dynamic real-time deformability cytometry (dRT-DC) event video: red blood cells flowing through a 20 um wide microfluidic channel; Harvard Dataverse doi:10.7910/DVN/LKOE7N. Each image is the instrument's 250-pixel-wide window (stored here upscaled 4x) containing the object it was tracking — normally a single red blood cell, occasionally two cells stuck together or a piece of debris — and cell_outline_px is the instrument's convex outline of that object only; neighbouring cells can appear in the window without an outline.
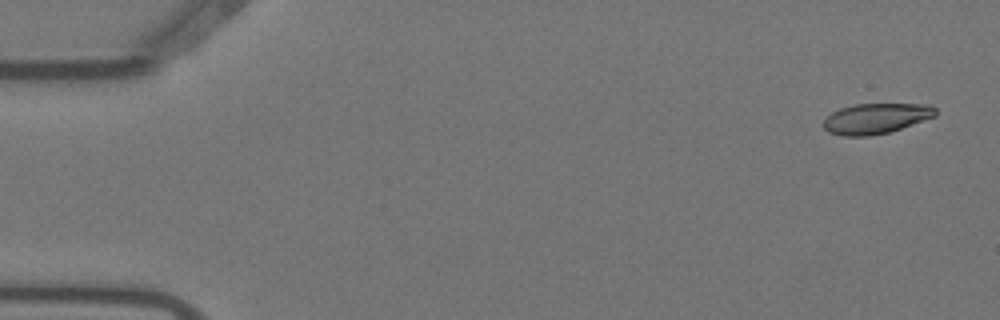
{"species": "Egyptian fruit bat (a non-hibernating species)", "species_latin": "Rousettus aegyptiacus", "temperature_condition": "warm", "stored_images_in_passage": 4, "camera_frame_rate_fps": 3000, "um_per_image_px": 0.085, "animal": {"sex": "female"}, "frame": {"image": 1, "passage_image": 1, "time_ms": 0.0, "image_size_px": [1000, 320], "cell_outline_px": [[936, 116], [888, 132], [868, 136], [844, 136], [828, 132], [824, 128], [824, 120], [832, 112], [840, 108], [856, 104], [928, 104], [936, 108]], "centroid_in_image_um": [74.45, 10.06], "position_along_channel_um": 10.6, "area_um2": 19.65}}
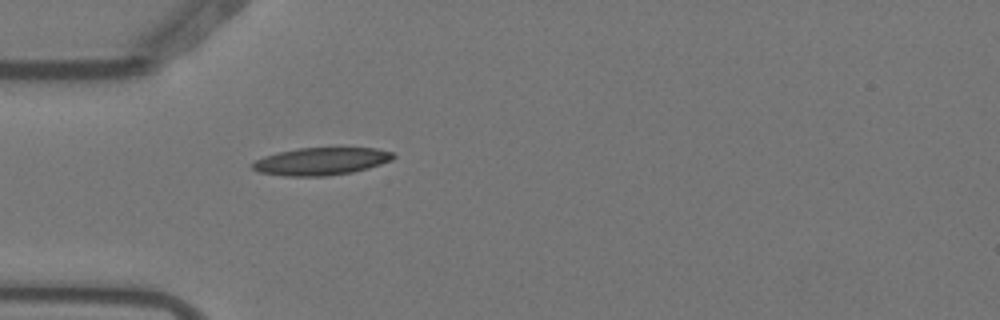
{"frame": {"image": 2, "passage_image": 4, "time_ms": 1.0, "image_size_px": [1000, 320], "cell_outline_px": [[396, 156], [392, 160], [368, 168], [352, 172], [324, 176], [284, 176], [260, 172], [252, 168], [252, 164], [256, 160], [264, 156], [296, 148], [376, 148], [392, 152]], "centroid_in_image_um": [27.31, 13.71], "position_along_channel_um": 57.7, "area_um2": 22.43}}